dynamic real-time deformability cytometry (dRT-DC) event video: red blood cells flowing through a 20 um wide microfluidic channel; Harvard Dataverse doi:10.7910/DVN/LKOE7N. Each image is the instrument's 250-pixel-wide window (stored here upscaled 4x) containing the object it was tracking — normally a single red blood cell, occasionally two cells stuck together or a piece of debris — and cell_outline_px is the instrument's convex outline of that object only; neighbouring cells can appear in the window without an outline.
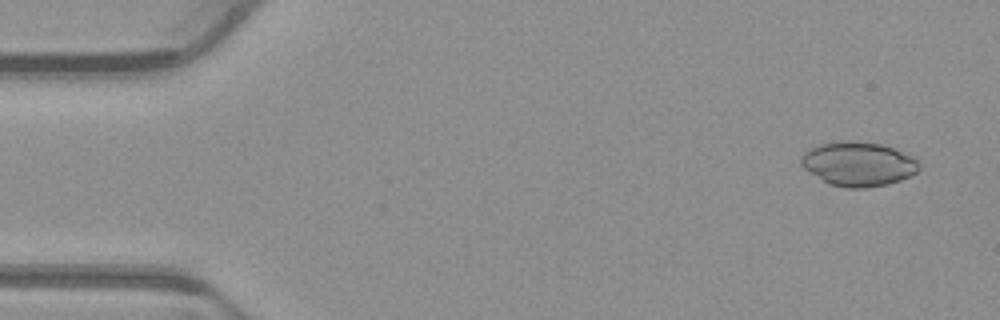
{"species": "common noctule bat (a hibernating species)", "species_latin": "Nyctalus noctula", "temperature_condition": "warm", "stored_images_in_passage": 53, "camera_frame_rate_fps": 3000, "um_per_image_px": 0.085, "animal": {"sex": "male", "body_mass_g": 23.1, "forearm_length_mm": 52.7}, "frame": {"image": 1, "passage_image": 3, "time_ms": 0.667, "image_size_px": [1000, 320], "cell_outline_px": [[920, 168], [916, 172], [900, 180], [888, 184], [864, 188], [848, 188], [828, 184], [804, 168], [800, 164], [800, 160], [804, 152], [820, 144], [840, 140], [852, 140], [880, 144], [892, 148], [912, 156], [920, 164]], "centroid_in_image_um": [72.94, 13.93], "position_along_channel_um": 12.1, "area_um2": 30.35}}